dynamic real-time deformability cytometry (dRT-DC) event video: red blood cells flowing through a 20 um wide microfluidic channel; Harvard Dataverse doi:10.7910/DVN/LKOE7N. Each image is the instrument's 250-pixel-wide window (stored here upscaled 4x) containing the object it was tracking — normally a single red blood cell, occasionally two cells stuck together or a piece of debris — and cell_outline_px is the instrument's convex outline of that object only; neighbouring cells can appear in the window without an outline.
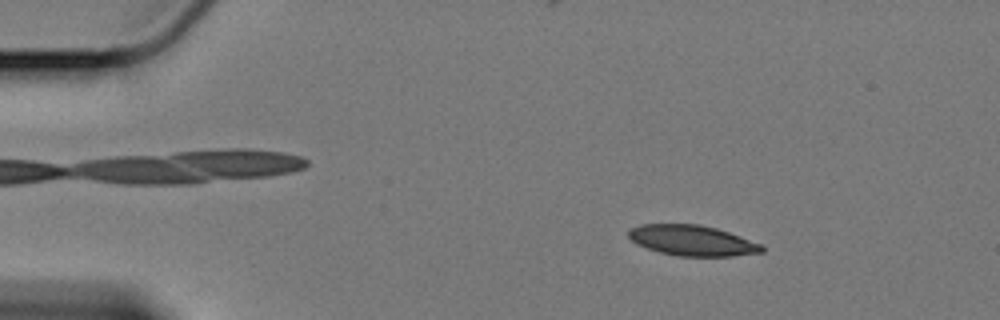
{"species": "Egyptian fruit bat (a non-hibernating species)", "species_latin": "Rousettus aegyptiacus", "temperature_condition": "cold", "stored_images_in_passage": 60, "camera_frame_rate_fps": 3000, "um_per_image_px": 0.085, "animal": {"sex": "female"}, "frame": {"image": 1, "passage_image": 9, "time_ms": 2.667, "image_size_px": [1000, 320], "cell_outline_px": [[764, 252], [732, 256], [676, 256], [660, 252], [636, 244], [628, 236], [628, 228], [640, 224], [700, 224], [716, 228], [764, 244]], "centroid_in_image_um": [58.85, 20.44], "position_along_channel_um": 26.2, "area_um2": 23.87}}
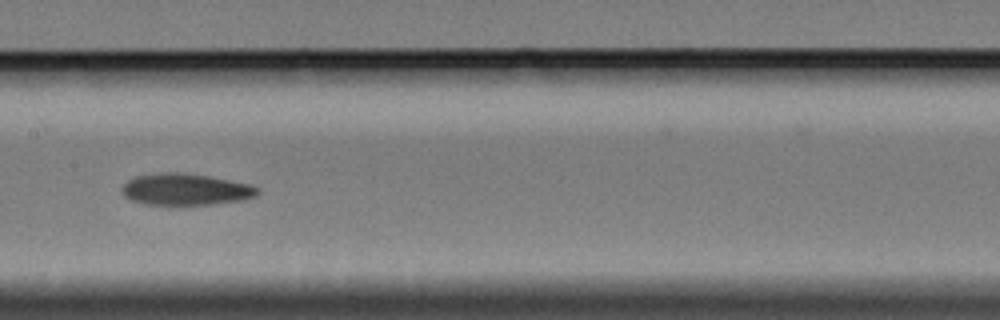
{"frame": {"image": 2, "passage_image": 30, "time_ms": 9.667, "image_size_px": [1000, 320], "cell_outline_px": [[260, 192], [256, 196], [240, 200], [212, 204], [168, 208], [144, 204], [132, 200], [124, 196], [120, 188], [128, 180], [136, 176], [156, 172], [184, 172], [208, 176], [252, 184], [260, 188]], "centroid_in_image_um": [15.74, 16.13], "position_along_channel_um": 191.7, "area_um2": 26.07}}
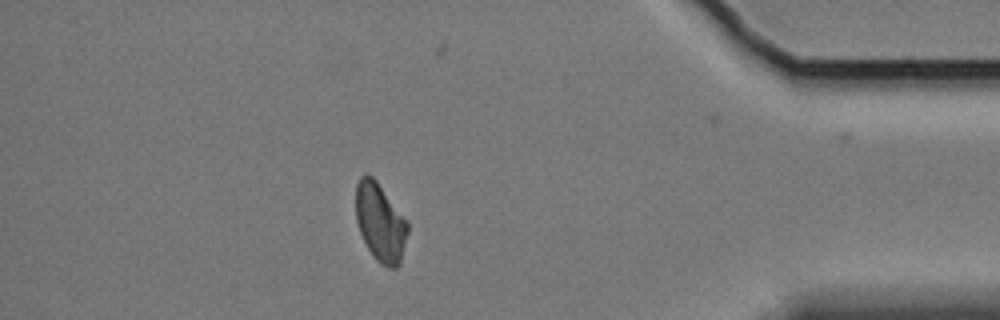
{"frame": {"image": 3, "passage_image": 52, "time_ms": 17.0, "image_size_px": [1000, 320], "cell_outline_px": [[408, 232], [400, 264], [396, 268], [388, 268], [380, 264], [376, 260], [368, 248], [360, 232], [356, 220], [356, 184], [360, 176], [372, 176], [376, 180], [408, 220]], "centroid_in_image_um": [32.34, 18.92], "position_along_channel_um": 402.9, "area_um2": 23.7}, "authors_computed_cell_mechanics": {"area_um2": 24.6517, "velocity_mm_per_s": 3.3738, "shape_relaxation_time_tau1_ms": 6.7766, "shape_relaxation_time_tau2_ms": 5.5731, "deformation_change_tau1": 0.1445, "deformation_change_tau2": 0.106}}